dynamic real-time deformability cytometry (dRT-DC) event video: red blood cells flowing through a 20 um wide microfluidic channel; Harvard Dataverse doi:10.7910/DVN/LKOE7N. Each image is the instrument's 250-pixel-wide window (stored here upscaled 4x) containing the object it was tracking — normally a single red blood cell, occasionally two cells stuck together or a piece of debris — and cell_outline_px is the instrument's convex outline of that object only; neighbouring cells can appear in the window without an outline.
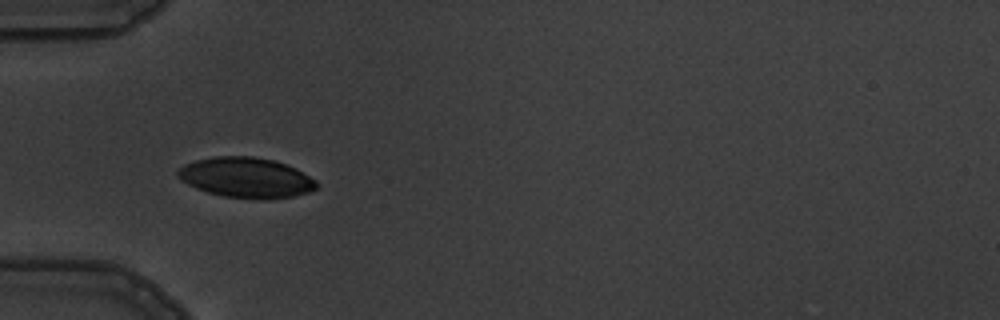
{"species": "common noctule bat (a hibernating species)", "species_latin": "Nyctalus noctula", "temperature_condition": "warm", "stored_images_in_passage": 5, "camera_frame_rate_fps": 3000, "um_per_image_px": 0.085, "animal": {"sex": "male", "body_mass_g": 19.5, "forearm_length_mm": 54.6}, "frame": {"image": 1, "passage_image": 4, "time_ms": 4.667, "image_size_px": [1000, 320], "cell_outline_px": [[316, 188], [308, 192], [292, 196], [268, 200], [256, 200], [224, 196], [208, 192], [196, 188], [180, 180], [176, 176], [176, 172], [184, 164], [196, 160], [212, 156], [252, 156], [272, 160], [296, 168], [316, 180]], "centroid_in_image_um": [20.89, 15.1], "position_along_channel_um": 64.1, "area_um2": 32.66}}